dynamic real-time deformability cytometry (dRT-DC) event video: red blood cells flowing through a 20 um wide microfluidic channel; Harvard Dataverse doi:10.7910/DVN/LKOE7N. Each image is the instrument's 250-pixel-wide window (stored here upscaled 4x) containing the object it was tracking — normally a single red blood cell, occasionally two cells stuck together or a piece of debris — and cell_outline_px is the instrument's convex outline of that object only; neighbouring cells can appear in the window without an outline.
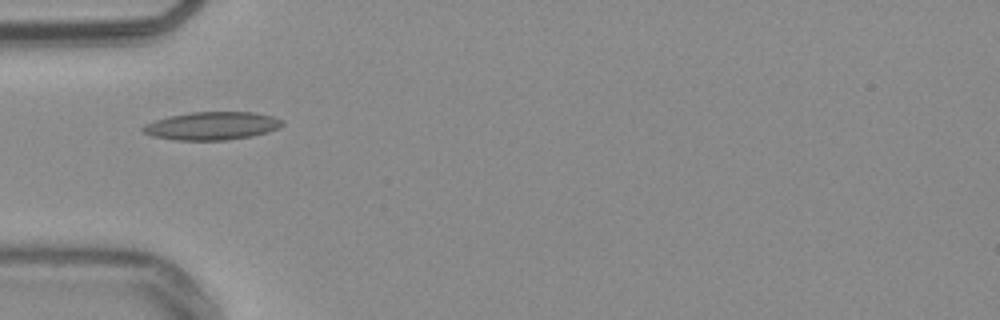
{"species": "common noctule bat (a hibernating species)", "species_latin": "Nyctalus noctula", "temperature_condition": "warm", "stored_images_in_passage": 10, "camera_frame_rate_fps": 3000, "um_per_image_px": 0.085, "animal": {"sex": "male", "body_mass_g": 20.4}, "frame": {"image": 1, "passage_image": 1, "time_ms": 0.0, "image_size_px": [1000, 320], "cell_outline_px": [[284, 124], [280, 128], [268, 132], [252, 136], [228, 140], [176, 140], [152, 136], [144, 132], [140, 128], [144, 124], [168, 116], [192, 112], [256, 112], [272, 116], [284, 120]], "centroid_in_image_um": [18.05, 10.7], "position_along_channel_um": 67.0, "area_um2": 22.95}}